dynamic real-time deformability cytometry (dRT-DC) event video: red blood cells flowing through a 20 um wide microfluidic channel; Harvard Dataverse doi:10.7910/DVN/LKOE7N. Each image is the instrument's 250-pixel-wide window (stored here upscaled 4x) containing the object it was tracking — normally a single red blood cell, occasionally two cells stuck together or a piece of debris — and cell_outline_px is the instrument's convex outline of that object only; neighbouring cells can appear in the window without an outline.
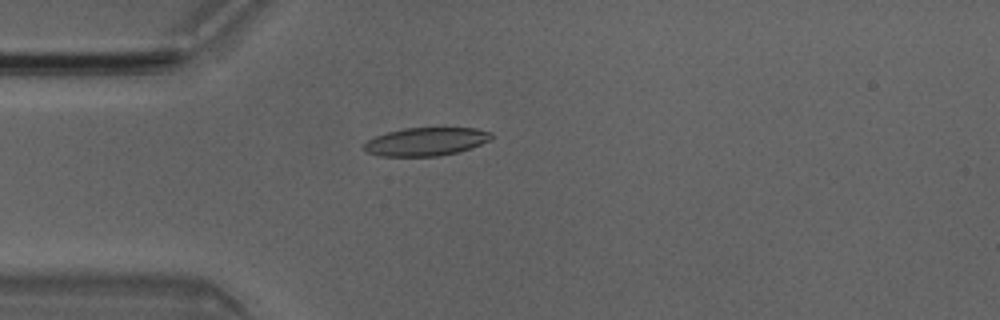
{"species": "Egyptian fruit bat (a non-hibernating species)", "species_latin": "Rousettus aegyptiacus", "temperature_condition": "room temperature", "stored_images_in_passage": 5, "camera_frame_rate_fps": 3000, "um_per_image_px": 0.085, "animal": {"sex": "male"}, "frame": {"image": 1, "passage_image": 3, "time_ms": 0.667, "image_size_px": [1000, 320], "cell_outline_px": [[492, 136], [488, 140], [480, 144], [456, 152], [440, 156], [380, 156], [368, 152], [360, 148], [368, 140], [376, 136], [388, 132], [404, 128], [476, 128], [492, 132]], "centroid_in_image_um": [36.17, 12.04], "position_along_channel_um": 48.8, "area_um2": 20.75}}